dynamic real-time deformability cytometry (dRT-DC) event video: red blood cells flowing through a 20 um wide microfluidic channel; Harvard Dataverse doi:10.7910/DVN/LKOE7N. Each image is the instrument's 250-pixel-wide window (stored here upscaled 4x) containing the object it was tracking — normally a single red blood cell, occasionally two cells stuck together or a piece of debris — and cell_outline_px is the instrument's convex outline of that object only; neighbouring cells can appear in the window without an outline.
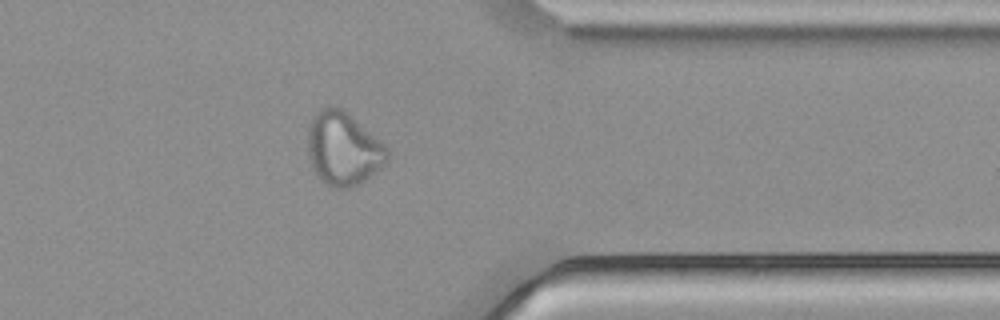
{"species": "common noctule bat (a hibernating species)", "species_latin": "Nyctalus noctula", "temperature_condition": "cold", "stored_images_in_passage": 41, "camera_frame_rate_fps": 3000, "um_per_image_px": 0.085, "animal": {"sex": "male", "body_mass_g": 21.5, "forearm_length_mm": 52.0}, "frame": {"image": 1, "passage_image": 30, "time_ms": 9.667, "image_size_px": [1000, 320], "cell_outline_px": [[388, 160], [380, 168], [364, 180], [348, 188], [332, 188], [320, 180], [312, 168], [308, 156], [308, 128], [312, 116], [320, 108], [328, 104], [344, 108], [384, 144], [388, 148]], "centroid_in_image_um": [29.15, 12.6], "position_along_channel_um": 382.3, "area_um2": 34.28}}